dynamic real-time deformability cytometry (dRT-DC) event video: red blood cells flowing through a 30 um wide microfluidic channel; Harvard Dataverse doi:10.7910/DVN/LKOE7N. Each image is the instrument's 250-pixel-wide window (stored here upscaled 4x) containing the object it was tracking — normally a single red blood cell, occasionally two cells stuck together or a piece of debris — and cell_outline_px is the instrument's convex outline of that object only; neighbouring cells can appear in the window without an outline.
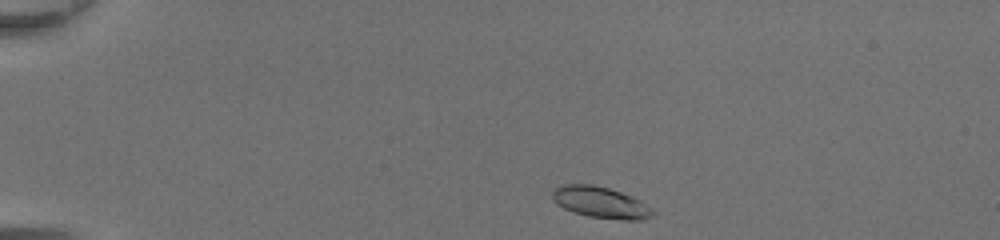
{"species": "common noctule bat (a hibernating species)", "species_latin": "Nyctalus noctula", "temperature_condition": "room temperature", "stored_images_in_passage": 39, "camera_frame_rate_fps": 3000, "um_per_image_px": 0.085, "animal": {"sex": "female", "body_mass_g": 20.0, "forearm_length_mm": 54.0}, "frame": {"image": 1, "passage_image": 1, "time_ms": 0.0, "image_size_px": [1000, 240], "cell_outline_px": [[656, 212], [652, 216], [644, 220], [624, 220], [588, 216], [572, 212], [556, 204], [552, 200], [552, 192], [556, 188], [564, 184], [592, 184], [608, 188], [632, 196], [640, 200], [652, 208]], "centroid_in_image_um": [51.06, 17.21], "position_along_channel_um": 33.9, "area_um2": 18.44}}
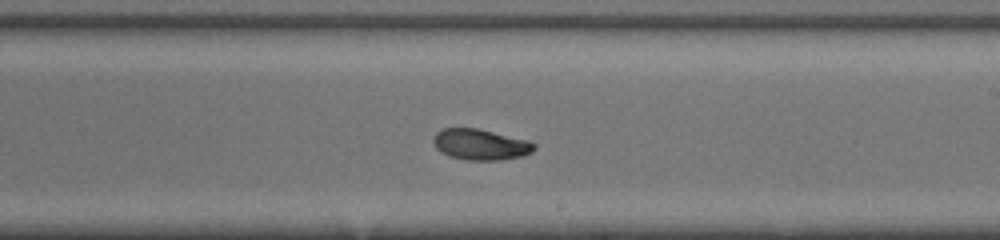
{"frame": {"image": 2, "passage_image": 21, "time_ms": 6.667, "image_size_px": [1000, 240], "cell_outline_px": [[536, 148], [532, 152], [520, 156], [500, 160], [468, 160], [448, 156], [440, 152], [436, 148], [432, 140], [432, 136], [436, 132], [444, 128], [476, 128], [528, 140], [536, 144]], "centroid_in_image_um": [40.81, 12.28], "position_along_channel_um": 248.2, "area_um2": 18.21}}
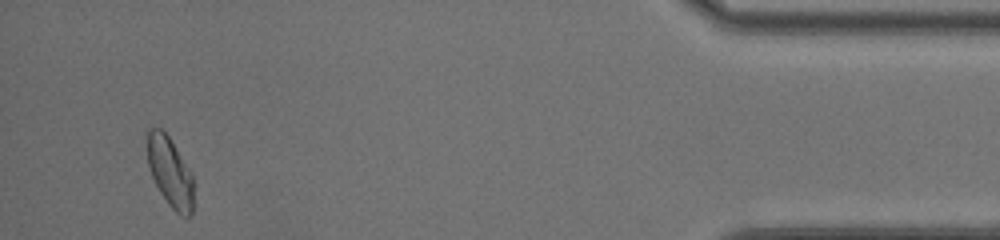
{"frame": {"image": 3, "passage_image": 37, "time_ms": 12.0, "image_size_px": [1000, 240], "cell_outline_px": [[192, 212], [188, 216], [180, 216], [168, 204], [160, 192], [152, 176], [148, 164], [144, 136], [144, 132], [148, 128], [160, 128], [168, 136], [192, 176]], "centroid_in_image_um": [14.37, 14.56], "position_along_channel_um": 420.8, "area_um2": 18.67}, "authors_computed_cell_mechanics": {"area_um2": 18.4382, "velocity_mm_per_s": 4.3876, "shape_relaxation_time_tau1_ms": 4.9954, "shape_relaxation_time_tau2_ms": 2.1406, "deformation_change_tau1": 0.1609, "deformation_change_tau2": 0.0682}}